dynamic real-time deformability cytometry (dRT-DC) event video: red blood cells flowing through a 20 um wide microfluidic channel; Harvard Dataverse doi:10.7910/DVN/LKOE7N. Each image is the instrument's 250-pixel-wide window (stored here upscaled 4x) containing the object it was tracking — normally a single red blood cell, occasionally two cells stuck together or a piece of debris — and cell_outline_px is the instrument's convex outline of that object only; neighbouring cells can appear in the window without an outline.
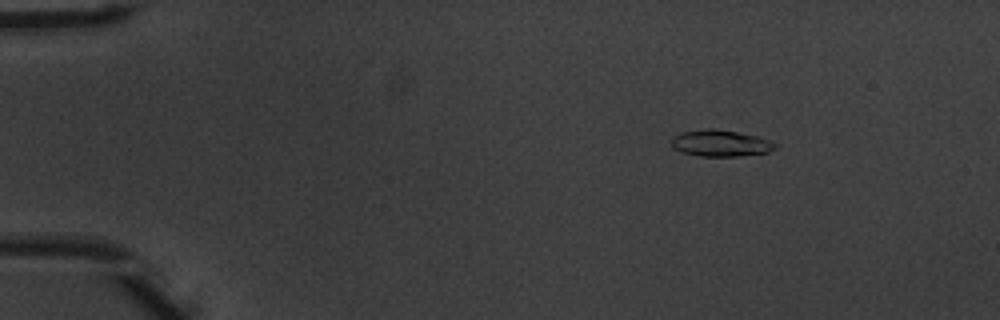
{"species": "common noctule bat (a hibernating species)", "species_latin": "Nyctalus noctula", "temperature_condition": "warm", "stored_images_in_passage": 53, "camera_frame_rate_fps": 3000, "um_per_image_px": 0.085, "animal": {"sex": "male", "body_mass_g": 20.1, "forearm_length_mm": 53.5}, "frame": {"image": 1, "passage_image": 9, "time_ms": 2.667, "image_size_px": [1000, 320], "cell_outline_px": [[776, 148], [768, 152], [740, 156], [700, 156], [680, 152], [672, 148], [672, 136], [684, 132], [708, 128], [712, 128], [736, 132], [756, 136], [768, 140], [776, 144]], "centroid_in_image_um": [61.21, 12.18], "position_along_channel_um": 23.8, "area_um2": 15.9}}
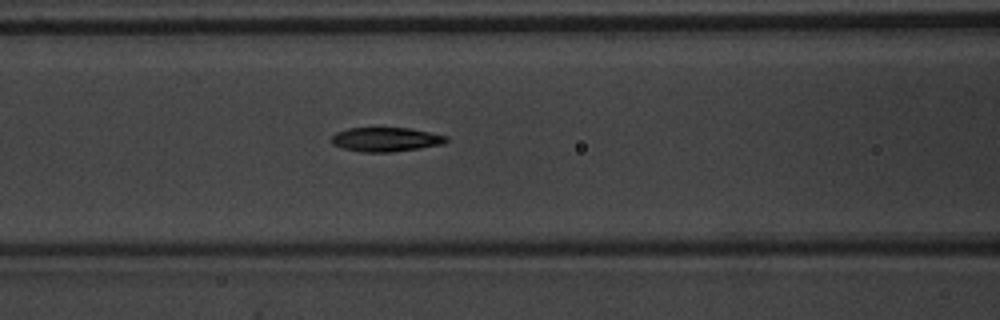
{"frame": {"image": 2, "passage_image": 24, "time_ms": 7.667, "image_size_px": [1000, 320], "cell_outline_px": [[448, 140], [444, 144], [420, 148], [392, 152], [360, 152], [344, 148], [332, 144], [332, 136], [336, 132], [348, 128], [412, 128], [448, 136]], "centroid_in_image_um": [32.82, 11.85], "position_along_channel_um": 133.8, "area_um2": 16.24}}
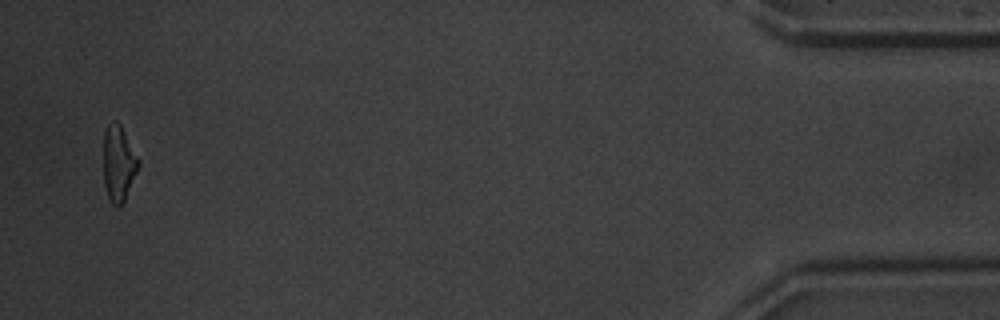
{"frame": {"image": 3, "passage_image": 52, "time_ms": 17.0, "image_size_px": [1000, 320], "cell_outline_px": [[140, 164], [124, 200], [120, 208], [112, 204], [108, 196], [104, 184], [104, 132], [108, 124], [112, 120], [116, 120], [120, 124], [140, 160]], "centroid_in_image_um": [10.08, 13.87], "position_along_channel_um": 425.1, "area_um2": 15.37}, "authors_computed_cell_mechanics": {"area_um2": 16.2418, "velocity_mm_per_s": 3.9552, "shape_relaxation_time_tau1_ms": 3.359, "shape_relaxation_time_tau2_ms": 2.7749, "deformation_change_tau1": 0.1498, "deformation_change_tau2": 0.1003}}